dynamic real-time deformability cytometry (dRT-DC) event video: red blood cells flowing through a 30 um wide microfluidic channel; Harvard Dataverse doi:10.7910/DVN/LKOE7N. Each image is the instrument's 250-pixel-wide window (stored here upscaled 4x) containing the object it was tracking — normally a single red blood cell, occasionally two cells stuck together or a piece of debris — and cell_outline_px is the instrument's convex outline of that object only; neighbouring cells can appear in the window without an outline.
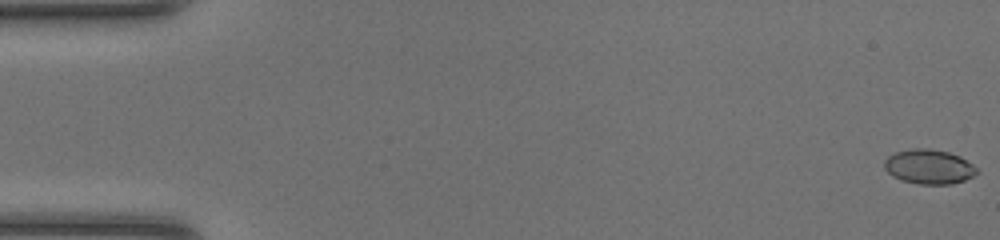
{"species": "common noctule bat (a hibernating species)", "species_latin": "Nyctalus noctula", "temperature_condition": "room temperature", "stored_images_in_passage": 48, "camera_frame_rate_fps": 3000, "um_per_image_px": 0.085, "animal": {"sex": "female", "body_mass_g": 20.0, "forearm_length_mm": 54.0}, "frame": {"image": 1, "passage_image": 1, "time_ms": 0.0, "image_size_px": [1000, 240], "cell_outline_px": [[980, 172], [964, 180], [952, 184], [920, 184], [900, 180], [892, 176], [884, 168], [884, 160], [888, 156], [896, 152], [912, 148], [928, 148], [948, 152], [960, 156], [972, 164]], "centroid_in_image_um": [78.95, 14.17], "position_along_channel_um": 6.1, "area_um2": 18.67}}
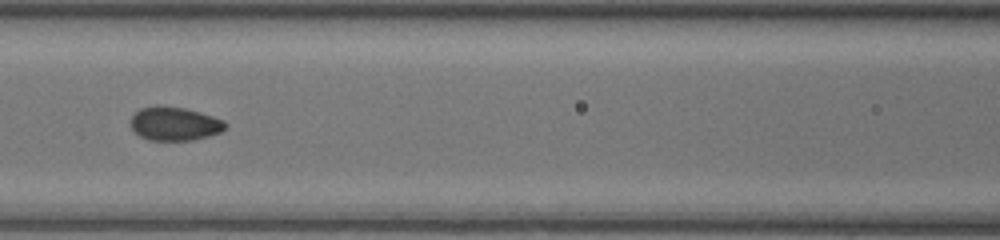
{"frame": {"image": 2, "passage_image": 22, "time_ms": 7.0, "image_size_px": [1000, 240], "cell_outline_px": [[228, 128], [220, 132], [208, 136], [192, 140], [148, 140], [140, 136], [128, 124], [132, 116], [140, 108], [156, 104], [164, 104], [184, 108], [200, 112], [224, 120], [228, 124]], "centroid_in_image_um": [14.83, 10.49], "position_along_channel_um": 151.8, "area_um2": 18.96}}
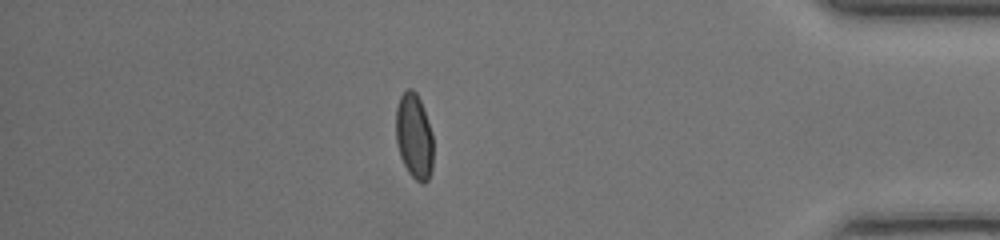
{"frame": {"image": 3, "passage_image": 42, "time_ms": 13.667, "image_size_px": [1000, 240], "cell_outline_px": [[432, 168], [428, 180], [424, 184], [420, 184], [408, 172], [400, 156], [396, 144], [396, 108], [400, 96], [408, 88], [412, 88], [416, 92], [420, 100], [432, 132]], "centroid_in_image_um": [35.19, 11.59], "position_along_channel_um": 400.0, "area_um2": 18.61}, "authors_computed_cell_mechanics": {"area_um2": 18.5249, "velocity_mm_per_s": 4.3233, "shape_relaxation_time_tau1_ms": 5.3721, "shape_relaxation_time_tau2_ms": null, "deformation_change_tau1": 0.145, "deformation_change_tau2": null}}